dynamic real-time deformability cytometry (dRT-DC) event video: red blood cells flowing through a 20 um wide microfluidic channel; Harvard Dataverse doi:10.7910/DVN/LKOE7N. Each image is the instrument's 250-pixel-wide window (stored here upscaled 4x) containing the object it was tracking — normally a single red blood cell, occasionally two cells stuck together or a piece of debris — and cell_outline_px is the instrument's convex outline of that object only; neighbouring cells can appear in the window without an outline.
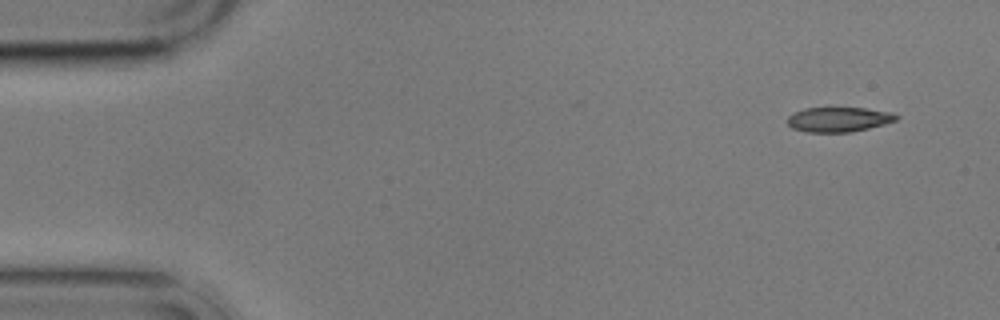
{"species": "common noctule bat (a hibernating species)", "species_latin": "Nyctalus noctula", "temperature_condition": "cold", "stored_images_in_passage": 4, "camera_frame_rate_fps": 3000, "um_per_image_px": 0.085, "animal": {"sex": "male", "body_mass_g": 17.9}, "frame": {"image": 1, "passage_image": 1, "time_ms": 0.0, "image_size_px": [1000, 320], "cell_outline_px": [[900, 116], [896, 120], [884, 124], [852, 132], [808, 132], [792, 128], [788, 124], [788, 116], [792, 112], [804, 108], [828, 104], [864, 108], [892, 112]], "centroid_in_image_um": [71.25, 10.09], "position_along_channel_um": 13.7, "area_um2": 16.59}}
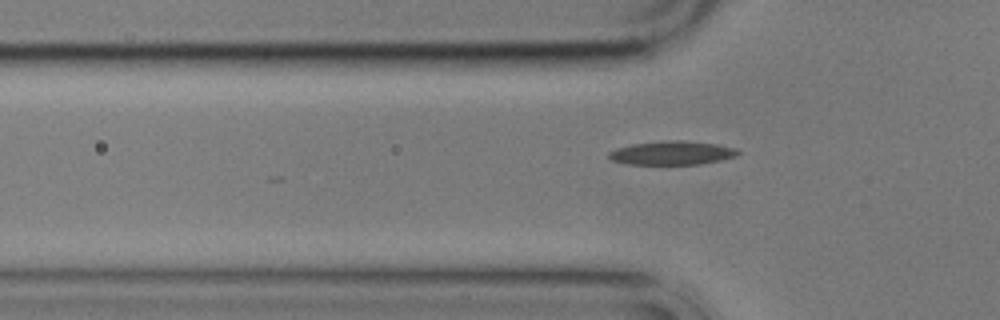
{"frame": {"image": 2, "passage_image": 4, "time_ms": 4.667, "image_size_px": [1000, 320], "cell_outline_px": [[740, 152], [736, 156], [720, 160], [700, 164], [628, 164], [612, 160], [608, 156], [608, 152], [616, 148], [632, 144], [668, 140], [680, 140], [716, 144], [736, 148]], "centroid_in_image_um": [57.11, 13.0], "position_along_channel_um": 68.7, "area_um2": 17.74}}